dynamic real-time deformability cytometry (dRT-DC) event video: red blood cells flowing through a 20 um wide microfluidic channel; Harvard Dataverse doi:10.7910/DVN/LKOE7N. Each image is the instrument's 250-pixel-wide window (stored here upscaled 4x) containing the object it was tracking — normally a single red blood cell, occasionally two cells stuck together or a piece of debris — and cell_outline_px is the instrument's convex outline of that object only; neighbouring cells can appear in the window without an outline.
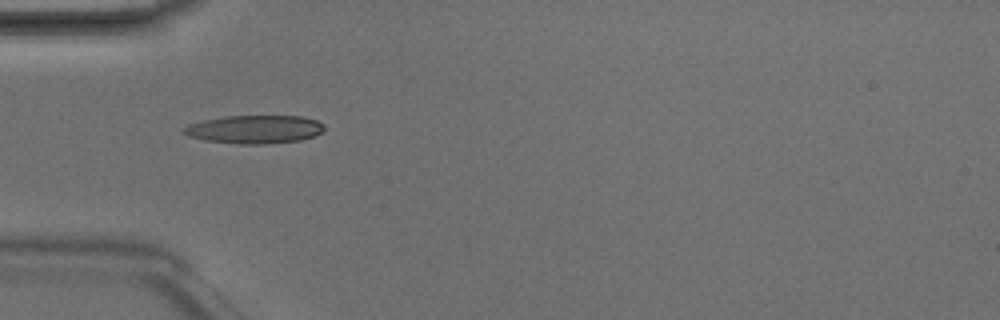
{"species": "Egyptian fruit bat (a non-hibernating species)", "species_latin": "Rousettus aegyptiacus", "temperature_condition": "room temperature", "stored_images_in_passage": 5, "camera_frame_rate_fps": 3000, "um_per_image_px": 0.085, "animal": {"sex": "male"}, "frame": {"image": 1, "passage_image": 4, "time_ms": 1.0, "image_size_px": [1000, 320], "cell_outline_px": [[328, 128], [312, 136], [300, 140], [264, 144], [240, 144], [204, 140], [188, 136], [180, 132], [188, 124], [204, 120], [224, 116], [300, 116], [316, 120], [324, 124]], "centroid_in_image_um": [21.62, 10.99], "position_along_channel_um": 63.4, "area_um2": 23.18}}